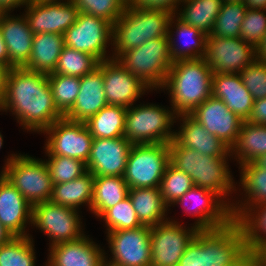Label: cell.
Returning <instances> with one entry per match:
<instances>
[{
  "label": "cell",
  "mask_w": 266,
  "mask_h": 266,
  "mask_svg": "<svg viewBox=\"0 0 266 266\" xmlns=\"http://www.w3.org/2000/svg\"><path fill=\"white\" fill-rule=\"evenodd\" d=\"M1 110H10L24 129L41 133L64 117L55 105L48 74L24 67L6 70Z\"/></svg>",
  "instance_id": "1"
},
{
  "label": "cell",
  "mask_w": 266,
  "mask_h": 266,
  "mask_svg": "<svg viewBox=\"0 0 266 266\" xmlns=\"http://www.w3.org/2000/svg\"><path fill=\"white\" fill-rule=\"evenodd\" d=\"M245 234L238 221L227 226L199 230L186 247L178 266H254Z\"/></svg>",
  "instance_id": "2"
},
{
  "label": "cell",
  "mask_w": 266,
  "mask_h": 266,
  "mask_svg": "<svg viewBox=\"0 0 266 266\" xmlns=\"http://www.w3.org/2000/svg\"><path fill=\"white\" fill-rule=\"evenodd\" d=\"M212 70L204 60L180 59L172 63L161 89H168L172 110L190 114L212 95Z\"/></svg>",
  "instance_id": "3"
},
{
  "label": "cell",
  "mask_w": 266,
  "mask_h": 266,
  "mask_svg": "<svg viewBox=\"0 0 266 266\" xmlns=\"http://www.w3.org/2000/svg\"><path fill=\"white\" fill-rule=\"evenodd\" d=\"M169 149L170 162L187 173L194 186L216 193L223 201L232 190H236L227 165L228 156L201 155L194 149L180 145L175 139L169 143Z\"/></svg>",
  "instance_id": "4"
},
{
  "label": "cell",
  "mask_w": 266,
  "mask_h": 266,
  "mask_svg": "<svg viewBox=\"0 0 266 266\" xmlns=\"http://www.w3.org/2000/svg\"><path fill=\"white\" fill-rule=\"evenodd\" d=\"M172 16L163 10L126 6L122 15L112 24L111 44L115 47L112 58L117 59L123 52L139 47L148 40L168 36Z\"/></svg>",
  "instance_id": "5"
},
{
  "label": "cell",
  "mask_w": 266,
  "mask_h": 266,
  "mask_svg": "<svg viewBox=\"0 0 266 266\" xmlns=\"http://www.w3.org/2000/svg\"><path fill=\"white\" fill-rule=\"evenodd\" d=\"M116 60L155 90L164 85L174 62L168 36L148 40L139 47L123 52Z\"/></svg>",
  "instance_id": "6"
},
{
  "label": "cell",
  "mask_w": 266,
  "mask_h": 266,
  "mask_svg": "<svg viewBox=\"0 0 266 266\" xmlns=\"http://www.w3.org/2000/svg\"><path fill=\"white\" fill-rule=\"evenodd\" d=\"M177 119L172 109L159 105L130 106L126 112L124 137L132 144H169L175 133L171 127Z\"/></svg>",
  "instance_id": "7"
},
{
  "label": "cell",
  "mask_w": 266,
  "mask_h": 266,
  "mask_svg": "<svg viewBox=\"0 0 266 266\" xmlns=\"http://www.w3.org/2000/svg\"><path fill=\"white\" fill-rule=\"evenodd\" d=\"M2 174L31 204L50 201L53 183L45 160L11 154Z\"/></svg>",
  "instance_id": "8"
},
{
  "label": "cell",
  "mask_w": 266,
  "mask_h": 266,
  "mask_svg": "<svg viewBox=\"0 0 266 266\" xmlns=\"http://www.w3.org/2000/svg\"><path fill=\"white\" fill-rule=\"evenodd\" d=\"M170 163L168 143L133 144L128 155L124 180L132 188H159Z\"/></svg>",
  "instance_id": "9"
},
{
  "label": "cell",
  "mask_w": 266,
  "mask_h": 266,
  "mask_svg": "<svg viewBox=\"0 0 266 266\" xmlns=\"http://www.w3.org/2000/svg\"><path fill=\"white\" fill-rule=\"evenodd\" d=\"M77 209L45 201L32 205L31 224L47 234L50 246L83 237L82 222Z\"/></svg>",
  "instance_id": "10"
},
{
  "label": "cell",
  "mask_w": 266,
  "mask_h": 266,
  "mask_svg": "<svg viewBox=\"0 0 266 266\" xmlns=\"http://www.w3.org/2000/svg\"><path fill=\"white\" fill-rule=\"evenodd\" d=\"M203 58L213 73L239 74L256 60V48L240 37L208 35Z\"/></svg>",
  "instance_id": "11"
},
{
  "label": "cell",
  "mask_w": 266,
  "mask_h": 266,
  "mask_svg": "<svg viewBox=\"0 0 266 266\" xmlns=\"http://www.w3.org/2000/svg\"><path fill=\"white\" fill-rule=\"evenodd\" d=\"M110 40L112 24L103 18L83 12L79 13L77 21L64 33L65 46L90 54L98 62L112 59L106 55Z\"/></svg>",
  "instance_id": "12"
},
{
  "label": "cell",
  "mask_w": 266,
  "mask_h": 266,
  "mask_svg": "<svg viewBox=\"0 0 266 266\" xmlns=\"http://www.w3.org/2000/svg\"><path fill=\"white\" fill-rule=\"evenodd\" d=\"M43 133L49 135L45 145L47 156H65L87 163L93 137L84 122L63 117Z\"/></svg>",
  "instance_id": "13"
},
{
  "label": "cell",
  "mask_w": 266,
  "mask_h": 266,
  "mask_svg": "<svg viewBox=\"0 0 266 266\" xmlns=\"http://www.w3.org/2000/svg\"><path fill=\"white\" fill-rule=\"evenodd\" d=\"M198 231L195 226L187 229L175 220L151 226V266H178Z\"/></svg>",
  "instance_id": "14"
},
{
  "label": "cell",
  "mask_w": 266,
  "mask_h": 266,
  "mask_svg": "<svg viewBox=\"0 0 266 266\" xmlns=\"http://www.w3.org/2000/svg\"><path fill=\"white\" fill-rule=\"evenodd\" d=\"M112 259L109 266H151V226L107 232Z\"/></svg>",
  "instance_id": "15"
},
{
  "label": "cell",
  "mask_w": 266,
  "mask_h": 266,
  "mask_svg": "<svg viewBox=\"0 0 266 266\" xmlns=\"http://www.w3.org/2000/svg\"><path fill=\"white\" fill-rule=\"evenodd\" d=\"M25 12L33 34L48 32L62 35L77 21L80 13L72 0H31Z\"/></svg>",
  "instance_id": "16"
},
{
  "label": "cell",
  "mask_w": 266,
  "mask_h": 266,
  "mask_svg": "<svg viewBox=\"0 0 266 266\" xmlns=\"http://www.w3.org/2000/svg\"><path fill=\"white\" fill-rule=\"evenodd\" d=\"M190 201H195L194 209L190 208L192 205L187 206ZM173 204H182L187 213H191L192 216L199 215L194 225L198 230L225 227L233 221L230 210L232 203L223 201L216 193L198 186H193Z\"/></svg>",
  "instance_id": "17"
},
{
  "label": "cell",
  "mask_w": 266,
  "mask_h": 266,
  "mask_svg": "<svg viewBox=\"0 0 266 266\" xmlns=\"http://www.w3.org/2000/svg\"><path fill=\"white\" fill-rule=\"evenodd\" d=\"M104 92L107 104L129 108L151 88L116 59L103 61Z\"/></svg>",
  "instance_id": "18"
},
{
  "label": "cell",
  "mask_w": 266,
  "mask_h": 266,
  "mask_svg": "<svg viewBox=\"0 0 266 266\" xmlns=\"http://www.w3.org/2000/svg\"><path fill=\"white\" fill-rule=\"evenodd\" d=\"M132 145L124 136L93 138L87 171L94 176H124Z\"/></svg>",
  "instance_id": "19"
},
{
  "label": "cell",
  "mask_w": 266,
  "mask_h": 266,
  "mask_svg": "<svg viewBox=\"0 0 266 266\" xmlns=\"http://www.w3.org/2000/svg\"><path fill=\"white\" fill-rule=\"evenodd\" d=\"M189 115L230 148L235 143L243 122L221 99L212 95Z\"/></svg>",
  "instance_id": "20"
},
{
  "label": "cell",
  "mask_w": 266,
  "mask_h": 266,
  "mask_svg": "<svg viewBox=\"0 0 266 266\" xmlns=\"http://www.w3.org/2000/svg\"><path fill=\"white\" fill-rule=\"evenodd\" d=\"M106 105L101 61L90 73L80 78V91L76 101L64 117L71 121L85 122Z\"/></svg>",
  "instance_id": "21"
},
{
  "label": "cell",
  "mask_w": 266,
  "mask_h": 266,
  "mask_svg": "<svg viewBox=\"0 0 266 266\" xmlns=\"http://www.w3.org/2000/svg\"><path fill=\"white\" fill-rule=\"evenodd\" d=\"M32 205L0 174V223L13 236H29L25 232L26 223L31 224Z\"/></svg>",
  "instance_id": "22"
},
{
  "label": "cell",
  "mask_w": 266,
  "mask_h": 266,
  "mask_svg": "<svg viewBox=\"0 0 266 266\" xmlns=\"http://www.w3.org/2000/svg\"><path fill=\"white\" fill-rule=\"evenodd\" d=\"M0 12V28L6 43L9 62L14 67H24L30 58L33 36L26 16L10 17Z\"/></svg>",
  "instance_id": "23"
},
{
  "label": "cell",
  "mask_w": 266,
  "mask_h": 266,
  "mask_svg": "<svg viewBox=\"0 0 266 266\" xmlns=\"http://www.w3.org/2000/svg\"><path fill=\"white\" fill-rule=\"evenodd\" d=\"M86 235L78 240L50 246L51 266H105V252Z\"/></svg>",
  "instance_id": "24"
},
{
  "label": "cell",
  "mask_w": 266,
  "mask_h": 266,
  "mask_svg": "<svg viewBox=\"0 0 266 266\" xmlns=\"http://www.w3.org/2000/svg\"><path fill=\"white\" fill-rule=\"evenodd\" d=\"M182 125L174 133V139L182 146L198 151L201 155L230 158V147L214 134L207 131L189 114L177 115Z\"/></svg>",
  "instance_id": "25"
},
{
  "label": "cell",
  "mask_w": 266,
  "mask_h": 266,
  "mask_svg": "<svg viewBox=\"0 0 266 266\" xmlns=\"http://www.w3.org/2000/svg\"><path fill=\"white\" fill-rule=\"evenodd\" d=\"M212 96L221 99L240 119L248 120L254 100L240 74L213 73Z\"/></svg>",
  "instance_id": "26"
},
{
  "label": "cell",
  "mask_w": 266,
  "mask_h": 266,
  "mask_svg": "<svg viewBox=\"0 0 266 266\" xmlns=\"http://www.w3.org/2000/svg\"><path fill=\"white\" fill-rule=\"evenodd\" d=\"M241 169L240 183L247 200L230 207L234 221H240L252 208L266 203V169L255 161L239 165ZM248 196V197H247ZM239 206H238V205Z\"/></svg>",
  "instance_id": "27"
},
{
  "label": "cell",
  "mask_w": 266,
  "mask_h": 266,
  "mask_svg": "<svg viewBox=\"0 0 266 266\" xmlns=\"http://www.w3.org/2000/svg\"><path fill=\"white\" fill-rule=\"evenodd\" d=\"M64 46L62 34L48 32L34 34L31 55L24 68L46 74L52 73Z\"/></svg>",
  "instance_id": "28"
},
{
  "label": "cell",
  "mask_w": 266,
  "mask_h": 266,
  "mask_svg": "<svg viewBox=\"0 0 266 266\" xmlns=\"http://www.w3.org/2000/svg\"><path fill=\"white\" fill-rule=\"evenodd\" d=\"M176 16L173 15L172 18L170 19L169 22V28H168V39H169V45H170V52H171V57L173 61L180 60V59H199L203 58L205 55V47H206V38L207 36L199 31L197 28L190 26L178 18H175ZM176 21V22H175ZM175 24L176 28V35L182 39L180 40H185L182 43V46L180 44H175V38L172 36L173 32L170 28H173L172 24ZM193 38L191 42L188 40ZM186 44V45H185ZM185 46V47H184Z\"/></svg>",
  "instance_id": "29"
},
{
  "label": "cell",
  "mask_w": 266,
  "mask_h": 266,
  "mask_svg": "<svg viewBox=\"0 0 266 266\" xmlns=\"http://www.w3.org/2000/svg\"><path fill=\"white\" fill-rule=\"evenodd\" d=\"M128 196L143 225L155 226L168 221L164 217L168 206L163 201L160 188H132Z\"/></svg>",
  "instance_id": "30"
},
{
  "label": "cell",
  "mask_w": 266,
  "mask_h": 266,
  "mask_svg": "<svg viewBox=\"0 0 266 266\" xmlns=\"http://www.w3.org/2000/svg\"><path fill=\"white\" fill-rule=\"evenodd\" d=\"M230 153L236 160L238 158L240 165L253 162L266 154V125L243 121Z\"/></svg>",
  "instance_id": "31"
},
{
  "label": "cell",
  "mask_w": 266,
  "mask_h": 266,
  "mask_svg": "<svg viewBox=\"0 0 266 266\" xmlns=\"http://www.w3.org/2000/svg\"><path fill=\"white\" fill-rule=\"evenodd\" d=\"M93 185L94 175L87 171L81 177L73 179L72 181L54 184L50 201L77 210L80 205L87 203L91 210Z\"/></svg>",
  "instance_id": "32"
},
{
  "label": "cell",
  "mask_w": 266,
  "mask_h": 266,
  "mask_svg": "<svg viewBox=\"0 0 266 266\" xmlns=\"http://www.w3.org/2000/svg\"><path fill=\"white\" fill-rule=\"evenodd\" d=\"M129 187L123 176H94L91 212L100 217L129 195Z\"/></svg>",
  "instance_id": "33"
},
{
  "label": "cell",
  "mask_w": 266,
  "mask_h": 266,
  "mask_svg": "<svg viewBox=\"0 0 266 266\" xmlns=\"http://www.w3.org/2000/svg\"><path fill=\"white\" fill-rule=\"evenodd\" d=\"M183 11L176 12L182 22L197 28L206 36L211 35L223 0H183Z\"/></svg>",
  "instance_id": "34"
},
{
  "label": "cell",
  "mask_w": 266,
  "mask_h": 266,
  "mask_svg": "<svg viewBox=\"0 0 266 266\" xmlns=\"http://www.w3.org/2000/svg\"><path fill=\"white\" fill-rule=\"evenodd\" d=\"M127 108L107 104L84 123L93 138H117L124 136Z\"/></svg>",
  "instance_id": "35"
},
{
  "label": "cell",
  "mask_w": 266,
  "mask_h": 266,
  "mask_svg": "<svg viewBox=\"0 0 266 266\" xmlns=\"http://www.w3.org/2000/svg\"><path fill=\"white\" fill-rule=\"evenodd\" d=\"M239 224L245 234L247 250L255 259L266 249V203L252 208Z\"/></svg>",
  "instance_id": "36"
},
{
  "label": "cell",
  "mask_w": 266,
  "mask_h": 266,
  "mask_svg": "<svg viewBox=\"0 0 266 266\" xmlns=\"http://www.w3.org/2000/svg\"><path fill=\"white\" fill-rule=\"evenodd\" d=\"M31 236H14L0 246V266H35V252Z\"/></svg>",
  "instance_id": "37"
},
{
  "label": "cell",
  "mask_w": 266,
  "mask_h": 266,
  "mask_svg": "<svg viewBox=\"0 0 266 266\" xmlns=\"http://www.w3.org/2000/svg\"><path fill=\"white\" fill-rule=\"evenodd\" d=\"M98 63L92 55L64 46L52 73L81 78L96 68Z\"/></svg>",
  "instance_id": "38"
},
{
  "label": "cell",
  "mask_w": 266,
  "mask_h": 266,
  "mask_svg": "<svg viewBox=\"0 0 266 266\" xmlns=\"http://www.w3.org/2000/svg\"><path fill=\"white\" fill-rule=\"evenodd\" d=\"M48 83L57 109L65 115L80 91V77L49 73Z\"/></svg>",
  "instance_id": "39"
},
{
  "label": "cell",
  "mask_w": 266,
  "mask_h": 266,
  "mask_svg": "<svg viewBox=\"0 0 266 266\" xmlns=\"http://www.w3.org/2000/svg\"><path fill=\"white\" fill-rule=\"evenodd\" d=\"M246 11L245 3L223 2L211 35L240 37L241 24Z\"/></svg>",
  "instance_id": "40"
},
{
  "label": "cell",
  "mask_w": 266,
  "mask_h": 266,
  "mask_svg": "<svg viewBox=\"0 0 266 266\" xmlns=\"http://www.w3.org/2000/svg\"><path fill=\"white\" fill-rule=\"evenodd\" d=\"M193 186L191 177L170 162L161 179L159 188L164 203L171 207L177 199L182 197Z\"/></svg>",
  "instance_id": "41"
},
{
  "label": "cell",
  "mask_w": 266,
  "mask_h": 266,
  "mask_svg": "<svg viewBox=\"0 0 266 266\" xmlns=\"http://www.w3.org/2000/svg\"><path fill=\"white\" fill-rule=\"evenodd\" d=\"M100 217L105 221L108 232L135 229L143 226L133 209L129 196L107 209Z\"/></svg>",
  "instance_id": "42"
},
{
  "label": "cell",
  "mask_w": 266,
  "mask_h": 266,
  "mask_svg": "<svg viewBox=\"0 0 266 266\" xmlns=\"http://www.w3.org/2000/svg\"><path fill=\"white\" fill-rule=\"evenodd\" d=\"M46 160L53 185L66 183L87 172L86 163L65 156H49Z\"/></svg>",
  "instance_id": "43"
},
{
  "label": "cell",
  "mask_w": 266,
  "mask_h": 266,
  "mask_svg": "<svg viewBox=\"0 0 266 266\" xmlns=\"http://www.w3.org/2000/svg\"><path fill=\"white\" fill-rule=\"evenodd\" d=\"M80 12L115 23L126 8V0H72Z\"/></svg>",
  "instance_id": "44"
},
{
  "label": "cell",
  "mask_w": 266,
  "mask_h": 266,
  "mask_svg": "<svg viewBox=\"0 0 266 266\" xmlns=\"http://www.w3.org/2000/svg\"><path fill=\"white\" fill-rule=\"evenodd\" d=\"M266 33V10L247 8L241 24L240 38L255 48Z\"/></svg>",
  "instance_id": "45"
},
{
  "label": "cell",
  "mask_w": 266,
  "mask_h": 266,
  "mask_svg": "<svg viewBox=\"0 0 266 266\" xmlns=\"http://www.w3.org/2000/svg\"><path fill=\"white\" fill-rule=\"evenodd\" d=\"M244 86L253 100L266 98V63L255 60L240 73Z\"/></svg>",
  "instance_id": "46"
},
{
  "label": "cell",
  "mask_w": 266,
  "mask_h": 266,
  "mask_svg": "<svg viewBox=\"0 0 266 266\" xmlns=\"http://www.w3.org/2000/svg\"><path fill=\"white\" fill-rule=\"evenodd\" d=\"M183 0H126V6L142 9L163 10L175 15Z\"/></svg>",
  "instance_id": "47"
},
{
  "label": "cell",
  "mask_w": 266,
  "mask_h": 266,
  "mask_svg": "<svg viewBox=\"0 0 266 266\" xmlns=\"http://www.w3.org/2000/svg\"><path fill=\"white\" fill-rule=\"evenodd\" d=\"M247 122L266 125V98L254 100Z\"/></svg>",
  "instance_id": "48"
},
{
  "label": "cell",
  "mask_w": 266,
  "mask_h": 266,
  "mask_svg": "<svg viewBox=\"0 0 266 266\" xmlns=\"http://www.w3.org/2000/svg\"><path fill=\"white\" fill-rule=\"evenodd\" d=\"M0 65L6 70L12 69L14 66L9 62L8 51L6 43L2 36V31L0 28Z\"/></svg>",
  "instance_id": "49"
},
{
  "label": "cell",
  "mask_w": 266,
  "mask_h": 266,
  "mask_svg": "<svg viewBox=\"0 0 266 266\" xmlns=\"http://www.w3.org/2000/svg\"><path fill=\"white\" fill-rule=\"evenodd\" d=\"M31 0H0V12H10L12 9L27 5Z\"/></svg>",
  "instance_id": "50"
},
{
  "label": "cell",
  "mask_w": 266,
  "mask_h": 266,
  "mask_svg": "<svg viewBox=\"0 0 266 266\" xmlns=\"http://www.w3.org/2000/svg\"><path fill=\"white\" fill-rule=\"evenodd\" d=\"M256 60L266 63V33L261 42L256 47Z\"/></svg>",
  "instance_id": "51"
},
{
  "label": "cell",
  "mask_w": 266,
  "mask_h": 266,
  "mask_svg": "<svg viewBox=\"0 0 266 266\" xmlns=\"http://www.w3.org/2000/svg\"><path fill=\"white\" fill-rule=\"evenodd\" d=\"M245 6L254 10H266V0H246Z\"/></svg>",
  "instance_id": "52"
},
{
  "label": "cell",
  "mask_w": 266,
  "mask_h": 266,
  "mask_svg": "<svg viewBox=\"0 0 266 266\" xmlns=\"http://www.w3.org/2000/svg\"><path fill=\"white\" fill-rule=\"evenodd\" d=\"M14 236L0 223V246L9 242Z\"/></svg>",
  "instance_id": "53"
},
{
  "label": "cell",
  "mask_w": 266,
  "mask_h": 266,
  "mask_svg": "<svg viewBox=\"0 0 266 266\" xmlns=\"http://www.w3.org/2000/svg\"><path fill=\"white\" fill-rule=\"evenodd\" d=\"M254 266H266V249L255 258Z\"/></svg>",
  "instance_id": "54"
},
{
  "label": "cell",
  "mask_w": 266,
  "mask_h": 266,
  "mask_svg": "<svg viewBox=\"0 0 266 266\" xmlns=\"http://www.w3.org/2000/svg\"><path fill=\"white\" fill-rule=\"evenodd\" d=\"M5 72H6V69L0 65V99H1L2 91H3Z\"/></svg>",
  "instance_id": "55"
},
{
  "label": "cell",
  "mask_w": 266,
  "mask_h": 266,
  "mask_svg": "<svg viewBox=\"0 0 266 266\" xmlns=\"http://www.w3.org/2000/svg\"><path fill=\"white\" fill-rule=\"evenodd\" d=\"M255 162L266 169V154L260 156L258 159L255 160Z\"/></svg>",
  "instance_id": "56"
},
{
  "label": "cell",
  "mask_w": 266,
  "mask_h": 266,
  "mask_svg": "<svg viewBox=\"0 0 266 266\" xmlns=\"http://www.w3.org/2000/svg\"><path fill=\"white\" fill-rule=\"evenodd\" d=\"M246 0H223V2L245 3Z\"/></svg>",
  "instance_id": "57"
},
{
  "label": "cell",
  "mask_w": 266,
  "mask_h": 266,
  "mask_svg": "<svg viewBox=\"0 0 266 266\" xmlns=\"http://www.w3.org/2000/svg\"><path fill=\"white\" fill-rule=\"evenodd\" d=\"M2 145H3V137H2V135L0 133V148L2 147Z\"/></svg>",
  "instance_id": "58"
}]
</instances>
